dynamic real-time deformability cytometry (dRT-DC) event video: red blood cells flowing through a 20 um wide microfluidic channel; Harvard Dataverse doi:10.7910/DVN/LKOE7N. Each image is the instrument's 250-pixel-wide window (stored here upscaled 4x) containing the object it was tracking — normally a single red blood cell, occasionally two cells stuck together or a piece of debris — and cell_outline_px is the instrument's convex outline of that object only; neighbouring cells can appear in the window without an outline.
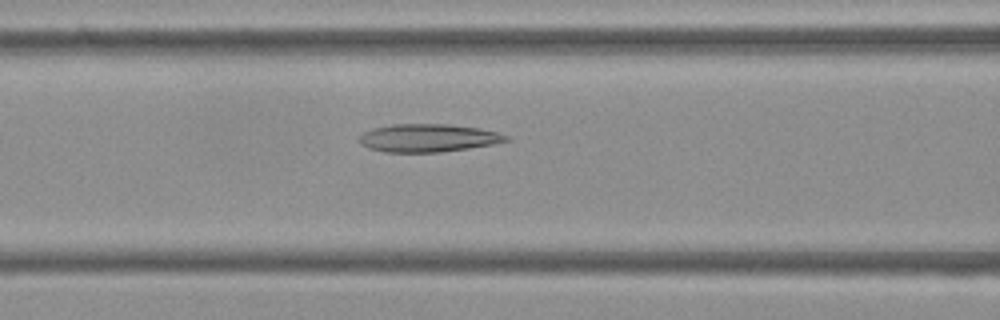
{"species": "Egyptian fruit bat (a non-hibernating species)", "species_latin": "Rousettus aegyptiacus", "temperature_condition": "cold", "stored_images_in_passage": 36, "camera_frame_rate_fps": 3000, "um_per_image_px": 0.085, "frame": {"image": 1, "passage_image": 11, "time_ms": 3.333, "image_size_px": [1000, 320], "cell_outline_px": [[512, 140], [492, 144], [468, 148], [440, 152], [384, 152], [368, 148], [360, 144], [356, 140], [364, 132], [372, 128], [392, 124], [448, 124], [480, 128], [496, 132], [508, 136]], "centroid_in_image_um": [36.35, 11.72], "position_along_channel_um": 130.2, "area_um2": 24.04}}
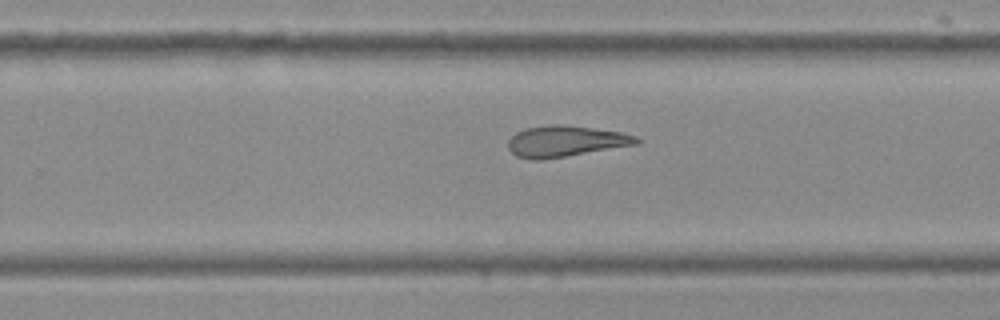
{"frame": {"image": 2, "passage_image": 23, "time_ms": 7.333, "image_size_px": [1000, 320], "cell_outline_px": [[640, 144], [544, 160], [532, 160], [516, 156], [508, 148], [508, 140], [516, 132], [524, 128], [556, 124], [560, 124], [592, 128], [620, 132], [636, 136], [640, 140]], "centroid_in_image_um": [48.06, 12.02], "position_along_channel_um": 281.7, "area_um2": 23.35}}
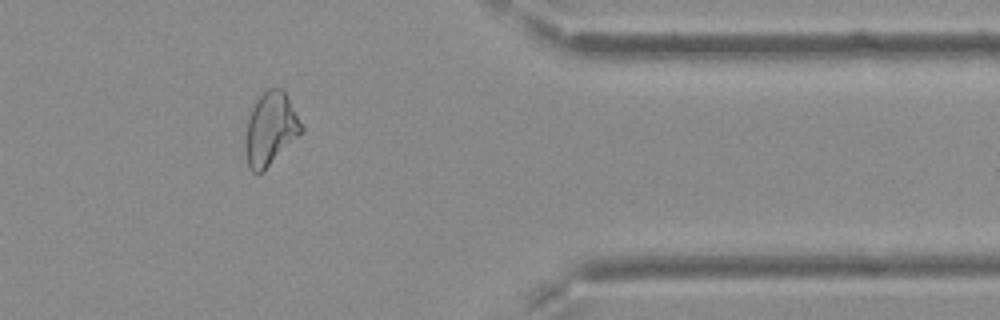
{"frame": {"image": 3, "passage_image": 33, "time_ms": 10.667, "image_size_px": [1000, 320], "cell_outline_px": [[304, 132], [264, 172], [256, 176], [248, 168], [244, 148], [248, 120], [252, 108], [256, 100], [272, 84], [276, 84], [284, 92], [304, 128]], "centroid_in_image_um": [22.99, 11.02], "position_along_channel_um": 388.4, "area_um2": 24.28}, "authors_computed_cell_mechanics": {"area_um2": 23.9003, "velocity_mm_per_s": 3.7923, "shape_relaxation_time_tau1_ms": null, "shape_relaxation_time_tau2_ms": 5.5567, "deformation_change_tau1": null, "deformation_change_tau2": 0.1488}}